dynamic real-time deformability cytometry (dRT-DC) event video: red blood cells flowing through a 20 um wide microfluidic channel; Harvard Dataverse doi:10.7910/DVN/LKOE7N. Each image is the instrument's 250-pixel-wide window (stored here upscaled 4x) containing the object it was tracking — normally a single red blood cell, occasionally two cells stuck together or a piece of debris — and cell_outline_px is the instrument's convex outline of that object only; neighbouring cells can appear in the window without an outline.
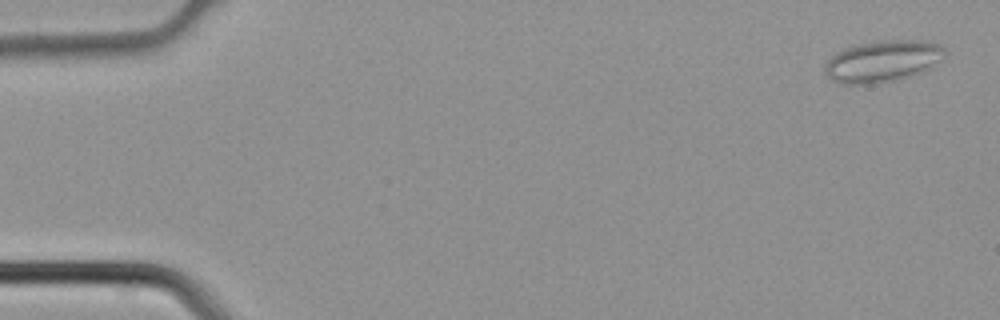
{"species": "common noctule bat (a hibernating species)", "species_latin": "Nyctalus noctula", "temperature_condition": "cold", "stored_images_in_passage": 3, "camera_frame_rate_fps": 3000, "um_per_image_px": 0.085, "animal": {"sex": "male", "body_mass_g": 21.5, "forearm_length_mm": 52.0}, "frame": {"image": 1, "passage_image": 1, "time_ms": 0.0, "image_size_px": [1000, 320], "cell_outline_px": [[948, 52], [932, 68], [924, 72], [892, 80], [868, 84], [840, 84], [832, 80], [824, 72], [824, 64], [836, 52], [844, 48], [856, 44], [872, 40], [920, 40], [940, 44]], "centroid_in_image_um": [75.02, 5.18], "position_along_channel_um": 10.0, "area_um2": 29.42}}